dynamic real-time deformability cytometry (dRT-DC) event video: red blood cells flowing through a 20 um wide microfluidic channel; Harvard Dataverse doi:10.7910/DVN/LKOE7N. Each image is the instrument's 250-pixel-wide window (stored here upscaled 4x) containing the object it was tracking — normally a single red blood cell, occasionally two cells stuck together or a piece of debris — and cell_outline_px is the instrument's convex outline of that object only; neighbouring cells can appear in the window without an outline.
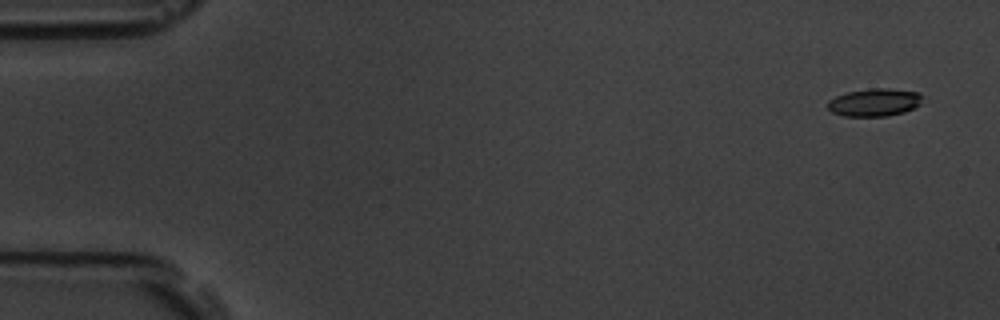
{"species": "common noctule bat (a hibernating species)", "species_latin": "Nyctalus noctula", "temperature_condition": "room temperature", "stored_images_in_passage": 4, "camera_frame_rate_fps": 3000, "um_per_image_px": 0.085, "animal": {"sex": "male", "body_mass_g": 19.5, "forearm_length_mm": 54.6}, "frame": {"image": 1, "passage_image": 1, "time_ms": 0.0, "image_size_px": [1000, 320], "cell_outline_px": [[924, 96], [920, 104], [904, 112], [888, 116], [844, 116], [832, 112], [828, 108], [828, 100], [836, 96], [848, 92], [872, 88], [888, 88], [920, 92]], "centroid_in_image_um": [74.35, 8.69], "position_along_channel_um": 10.6, "area_um2": 15.37}}